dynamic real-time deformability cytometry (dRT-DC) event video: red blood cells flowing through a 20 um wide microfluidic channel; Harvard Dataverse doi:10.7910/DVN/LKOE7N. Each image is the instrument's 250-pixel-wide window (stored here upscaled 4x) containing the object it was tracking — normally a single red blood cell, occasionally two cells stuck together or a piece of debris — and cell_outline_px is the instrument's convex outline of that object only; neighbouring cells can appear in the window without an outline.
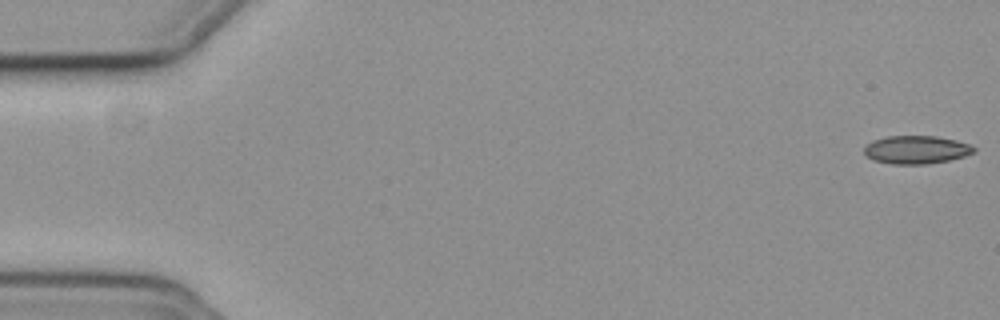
{"species": "common noctule bat (a hibernating species)", "species_latin": "Nyctalus noctula", "temperature_condition": "cold", "stored_images_in_passage": 56, "camera_frame_rate_fps": 3000, "um_per_image_px": 0.085, "animal": {"sex": "female", "body_mass_g": 19.3, "forearm_length_mm": 54.1}, "frame": {"image": 1, "passage_image": 1, "time_ms": 0.0, "image_size_px": [1000, 320], "cell_outline_px": [[976, 152], [964, 156], [948, 160], [928, 164], [892, 164], [872, 160], [864, 152], [864, 148], [872, 140], [888, 136], [936, 136], [956, 140], [968, 144], [976, 148]], "centroid_in_image_um": [77.89, 12.73], "position_along_channel_um": 7.1, "area_um2": 17.98}}
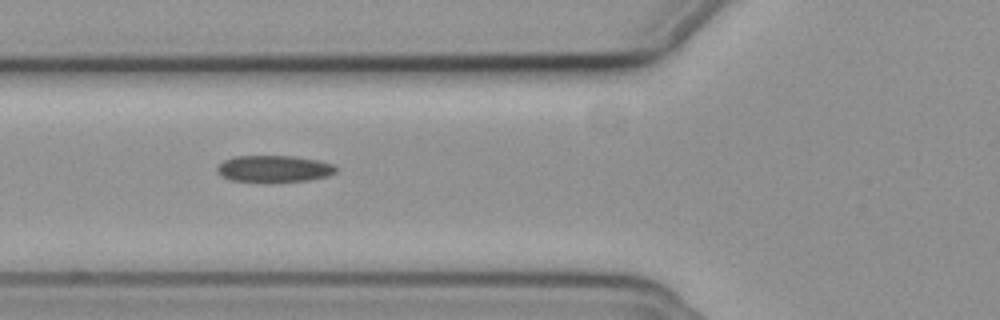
{"frame": {"image": 2, "passage_image": 21, "time_ms": 6.667, "image_size_px": [1000, 320], "cell_outline_px": [[336, 172], [328, 176], [308, 180], [272, 184], [268, 184], [232, 180], [220, 176], [216, 172], [216, 168], [224, 160], [232, 156], [292, 156], [316, 160], [332, 164], [336, 168]], "centroid_in_image_um": [23.24, 14.38], "position_along_channel_um": 102.6, "area_um2": 19.07}}
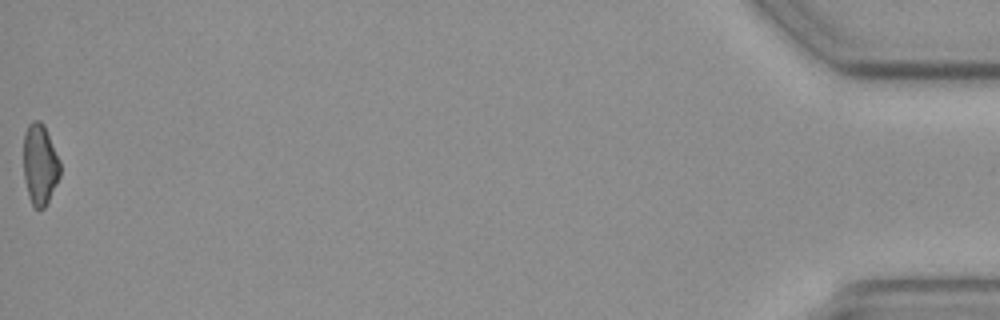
{"frame": {"image": 3, "passage_image": 56, "time_ms": 18.333, "image_size_px": [1000, 320], "cell_outline_px": [[60, 176], [44, 208], [36, 208], [32, 204], [28, 196], [24, 176], [24, 132], [28, 124], [32, 120], [40, 120], [44, 124], [60, 160]], "centroid_in_image_um": [3.39, 13.93], "position_along_channel_um": 431.8, "area_um2": 17.22}, "authors_computed_cell_mechanics": {"area_um2": 18.4671, "velocity_mm_per_s": 3.7432, "shape_relaxation_time_tau1_ms": 5.0094, "shape_relaxation_time_tau2_ms": 3.2586, "deformation_change_tau1": 0.1134, "deformation_change_tau2": 0.1073}}